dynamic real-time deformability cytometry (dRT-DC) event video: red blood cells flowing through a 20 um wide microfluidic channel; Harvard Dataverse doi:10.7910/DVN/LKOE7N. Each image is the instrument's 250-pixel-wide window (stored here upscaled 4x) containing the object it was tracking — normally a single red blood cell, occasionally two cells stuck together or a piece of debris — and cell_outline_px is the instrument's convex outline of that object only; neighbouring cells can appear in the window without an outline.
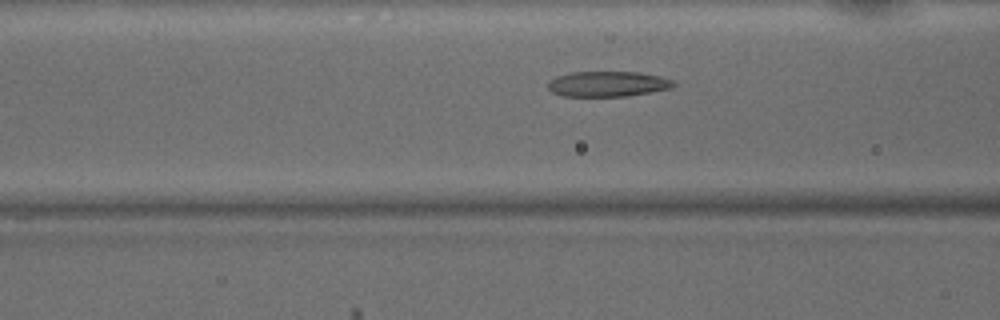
{"species": "common noctule bat (a hibernating species)", "species_latin": "Nyctalus noctula", "temperature_condition": "warm", "stored_images_in_passage": 38, "camera_frame_rate_fps": 3000, "um_per_image_px": 0.085, "animal": {"sex": "male", "body_mass_g": 15.6}, "frame": {"image": 1, "passage_image": 8, "time_ms": 2.333, "image_size_px": [1000, 320], "cell_outline_px": [[676, 84], [672, 88], [624, 96], [564, 96], [552, 92], [548, 88], [548, 80], [556, 76], [572, 72], [640, 72], [660, 76], [672, 80]], "centroid_in_image_um": [51.63, 7.13], "position_along_channel_um": 115.0, "area_um2": 18.5}}
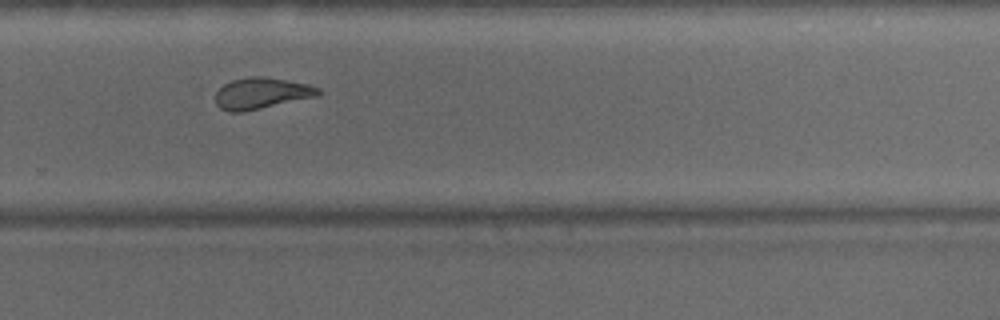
{"frame": {"image": 2, "passage_image": 22, "time_ms": 7.0, "image_size_px": [1000, 320], "cell_outline_px": [[320, 96], [240, 112], [228, 112], [220, 108], [216, 104], [216, 92], [224, 84], [232, 80], [252, 76], [260, 76], [288, 80], [308, 84], [320, 88]], "centroid_in_image_um": [22.24, 7.93], "position_along_channel_um": 307.6, "area_um2": 18.67}}
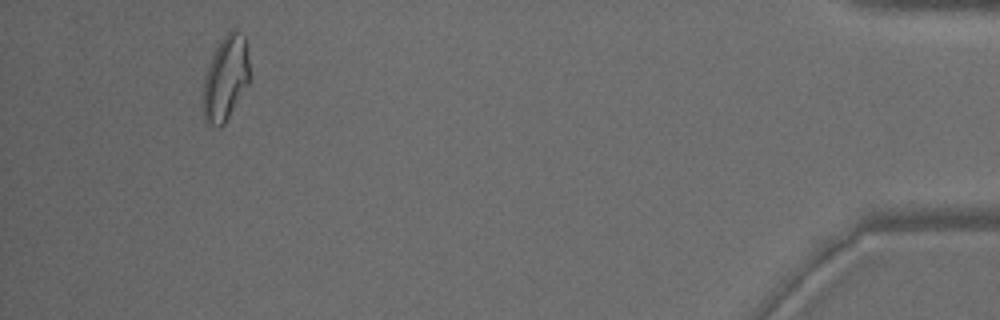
{"frame": {"image": 3, "passage_image": 35, "time_ms": 11.333, "image_size_px": [1000, 320], "cell_outline_px": [[248, 84], [224, 124], [220, 128], [204, 120], [204, 80], [208, 64], [220, 40], [232, 28], [244, 36], [248, 60]], "centroid_in_image_um": [19.17, 6.64], "position_along_channel_um": 416.0, "area_um2": 22.31}, "authors_computed_cell_mechanics": {"area_um2": 19.074, "velocity_mm_per_s": 4.1408, "shape_relaxation_time_tau1_ms": null, "shape_relaxation_time_tau2_ms": 2.8622, "deformation_change_tau1": null, "deformation_change_tau2": 0.1252}}